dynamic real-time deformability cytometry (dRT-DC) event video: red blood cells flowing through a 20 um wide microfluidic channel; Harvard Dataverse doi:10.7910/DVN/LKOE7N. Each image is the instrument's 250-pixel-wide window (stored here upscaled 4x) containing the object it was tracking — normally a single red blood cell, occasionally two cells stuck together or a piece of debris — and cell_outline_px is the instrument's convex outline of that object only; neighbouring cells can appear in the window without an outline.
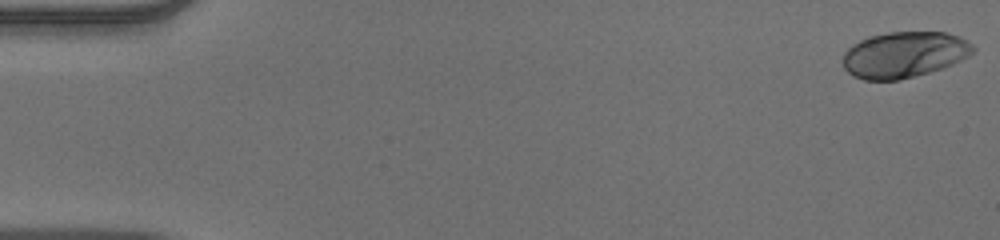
{"species": "human", "species_latin": "Homo sapiens", "temperature_condition": "warm", "stored_images_in_passage": 53, "camera_frame_rate_fps": 3000, "um_per_image_px": 0.085, "donor": {"sex": "male"}, "frame": {"image": 1, "passage_image": 1, "time_ms": 0.0, "image_size_px": [1000, 240], "cell_outline_px": [[976, 48], [968, 56], [944, 68], [900, 80], [864, 80], [852, 76], [844, 68], [844, 52], [852, 44], [868, 36], [888, 32], [944, 32], [960, 36], [968, 40]], "centroid_in_image_um": [76.86, 4.64], "position_along_channel_um": 8.1, "area_um2": 35.08}}
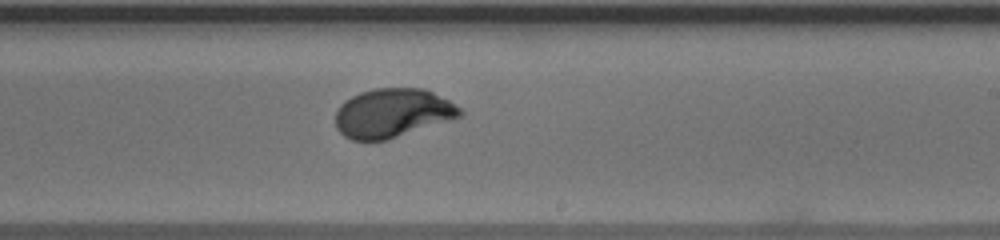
{"frame": {"image": 2, "passage_image": 32, "time_ms": 10.333, "image_size_px": [1000, 240], "cell_outline_px": [[464, 112], [460, 116], [452, 120], [388, 140], [352, 140], [344, 136], [336, 128], [336, 112], [340, 104], [344, 100], [360, 92], [376, 88], [424, 88], [448, 100], [460, 108]], "centroid_in_image_um": [33.36, 9.62], "position_along_channel_um": 255.6, "area_um2": 35.66}}
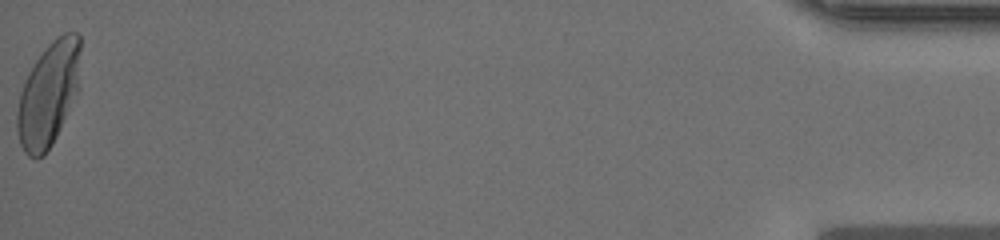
{"frame": {"image": 3, "passage_image": 53, "time_ms": 17.333, "image_size_px": [1000, 240], "cell_outline_px": [[80, 92], [52, 144], [44, 156], [36, 160], [28, 156], [24, 152], [20, 144], [16, 128], [16, 112], [20, 92], [28, 72], [36, 60], [48, 44], [52, 40], [64, 32], [76, 32], [80, 36]], "centroid_in_image_um": [4.14, 8.03], "position_along_channel_um": 431.1, "area_um2": 39.36}, "authors_computed_cell_mechanics": {"area_um2": 35.836, "velocity_mm_per_s": 3.9076, "shape_relaxation_time_tau1_ms": 3.3352, "shape_relaxation_time_tau2_ms": null, "deformation_change_tau1": 0.1903, "deformation_change_tau2": null}}